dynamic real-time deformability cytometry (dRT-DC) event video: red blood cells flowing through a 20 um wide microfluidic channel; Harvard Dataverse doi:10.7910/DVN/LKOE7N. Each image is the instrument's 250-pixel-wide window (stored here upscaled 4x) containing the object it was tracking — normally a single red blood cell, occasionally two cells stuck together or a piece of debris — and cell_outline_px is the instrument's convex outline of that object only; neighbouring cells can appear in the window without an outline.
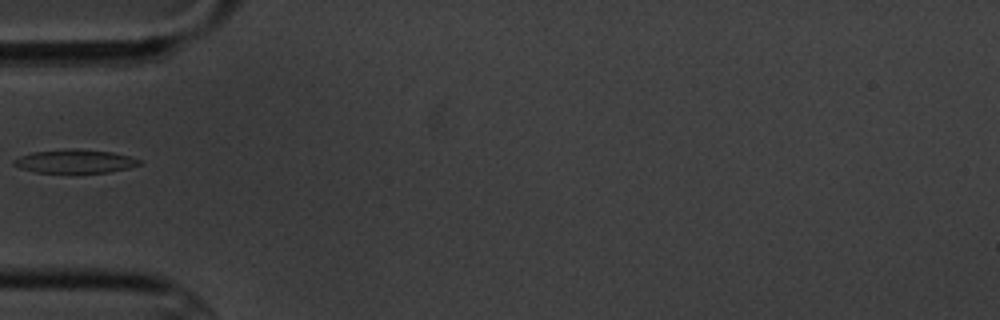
{"species": "common noctule bat (a hibernating species)", "species_latin": "Nyctalus noctula", "temperature_condition": "cold", "stored_images_in_passage": 1, "camera_frame_rate_fps": 3000, "um_per_image_px": 0.085, "animal": {"sex": "male", "body_mass_g": 20.1, "forearm_length_mm": 53.5}, "frame": {"image": 1, "passage_image": 1, "time_ms": 0.0, "image_size_px": [1000, 320], "cell_outline_px": [[140, 164], [128, 168], [108, 172], [36, 172], [20, 168], [12, 164], [12, 160], [20, 156], [32, 152], [64, 148], [80, 148], [112, 152], [132, 156], [140, 160]], "centroid_in_image_um": [6.35, 13.68], "position_along_channel_um": 78.6, "area_um2": 17.34}}